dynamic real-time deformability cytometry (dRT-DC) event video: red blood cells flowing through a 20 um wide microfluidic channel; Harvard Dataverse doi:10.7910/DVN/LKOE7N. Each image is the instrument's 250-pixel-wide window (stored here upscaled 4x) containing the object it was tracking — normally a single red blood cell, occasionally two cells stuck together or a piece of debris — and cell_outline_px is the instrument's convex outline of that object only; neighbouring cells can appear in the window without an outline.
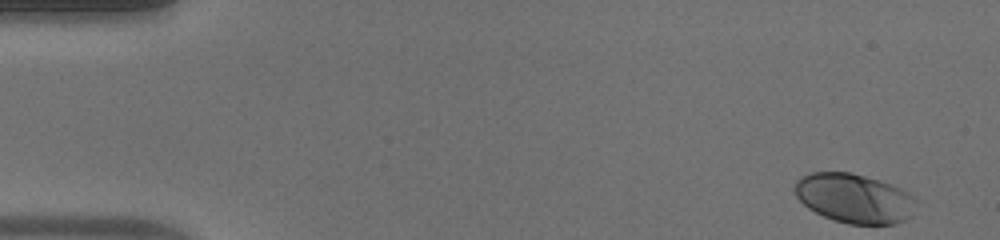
{"species": "human", "species_latin": "Homo sapiens", "temperature_condition": "warm", "stored_images_in_passage": 52, "camera_frame_rate_fps": 3000, "um_per_image_px": 0.085, "donor": {"sex": "male"}, "frame": {"image": 1, "passage_image": 1, "time_ms": 0.0, "image_size_px": [1000, 240], "cell_outline_px": [[916, 200], [908, 216], [904, 220], [896, 224], [848, 224], [832, 220], [808, 208], [796, 196], [796, 180], [800, 176], [812, 172], [852, 172], [880, 180], [892, 184], [908, 192]], "centroid_in_image_um": [72.59, 16.84], "position_along_channel_um": 12.4, "area_um2": 34.74}}
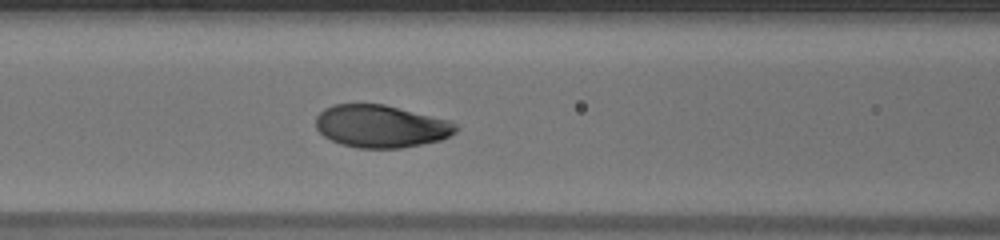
{"frame": {"image": 2, "passage_image": 21, "time_ms": 6.667, "image_size_px": [1000, 240], "cell_outline_px": [[460, 128], [456, 132], [440, 140], [400, 148], [356, 148], [340, 144], [324, 136], [316, 128], [316, 116], [324, 108], [332, 104], [384, 104], [452, 120]], "centroid_in_image_um": [32.39, 10.72], "position_along_channel_um": 134.2, "area_um2": 34.97}}
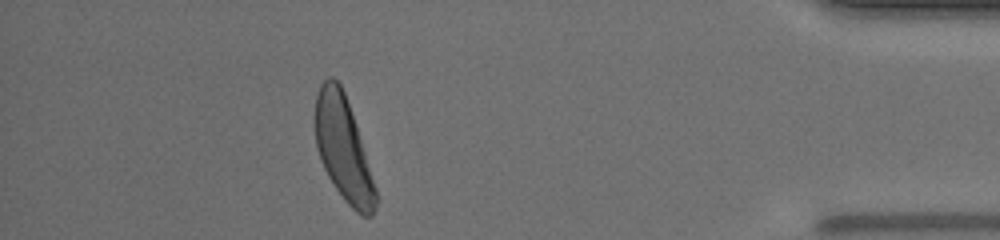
{"frame": {"image": 3, "passage_image": 46, "time_ms": 15.0, "image_size_px": [1000, 240], "cell_outline_px": [[376, 204], [372, 216], [360, 216], [344, 200], [328, 176], [320, 160], [316, 148], [312, 120], [316, 92], [320, 84], [328, 76], [332, 76], [340, 84], [344, 92], [356, 124], [376, 188]], "centroid_in_image_um": [29.12, 12.58], "position_along_channel_um": 406.1, "area_um2": 37.11}, "authors_computed_cell_mechanics": {"area_um2": 35.4892, "velocity_mm_per_s": 3.8371, "shape_relaxation_time_tau1_ms": 2.25, "shape_relaxation_time_tau2_ms": null, "deformation_change_tau1": 0.1284, "deformation_change_tau2": null}}